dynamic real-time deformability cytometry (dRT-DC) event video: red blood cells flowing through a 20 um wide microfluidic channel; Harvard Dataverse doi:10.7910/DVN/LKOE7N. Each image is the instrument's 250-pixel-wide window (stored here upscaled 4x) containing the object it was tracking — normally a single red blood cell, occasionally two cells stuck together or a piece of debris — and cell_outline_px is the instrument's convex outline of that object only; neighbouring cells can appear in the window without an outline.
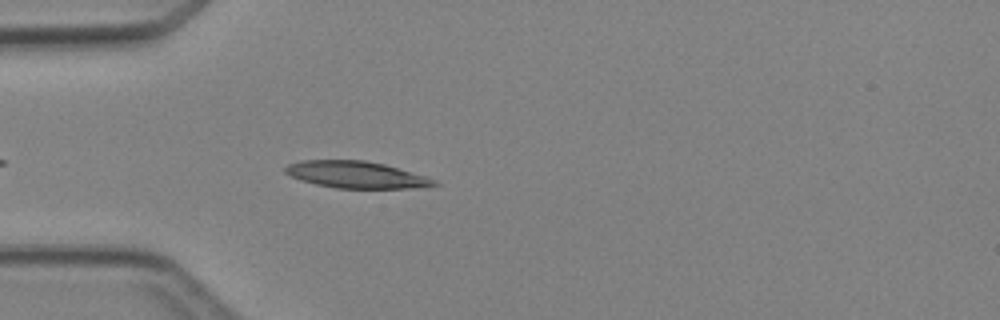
{"species": "Egyptian fruit bat (a non-hibernating species)", "species_latin": "Rousettus aegyptiacus", "temperature_condition": "cold", "stored_images_in_passage": 4, "camera_frame_rate_fps": 3000, "um_per_image_px": 0.085, "animal": {"sex": "female"}, "frame": {"image": 1, "passage_image": 4, "time_ms": 3.667, "image_size_px": [1000, 320], "cell_outline_px": [[440, 184], [408, 188], [336, 188], [316, 184], [300, 180], [284, 172], [284, 168], [288, 164], [300, 160], [364, 160], [384, 164], [424, 176], [436, 180]], "centroid_in_image_um": [30.22, 14.84], "position_along_channel_um": 54.8, "area_um2": 23.0}}